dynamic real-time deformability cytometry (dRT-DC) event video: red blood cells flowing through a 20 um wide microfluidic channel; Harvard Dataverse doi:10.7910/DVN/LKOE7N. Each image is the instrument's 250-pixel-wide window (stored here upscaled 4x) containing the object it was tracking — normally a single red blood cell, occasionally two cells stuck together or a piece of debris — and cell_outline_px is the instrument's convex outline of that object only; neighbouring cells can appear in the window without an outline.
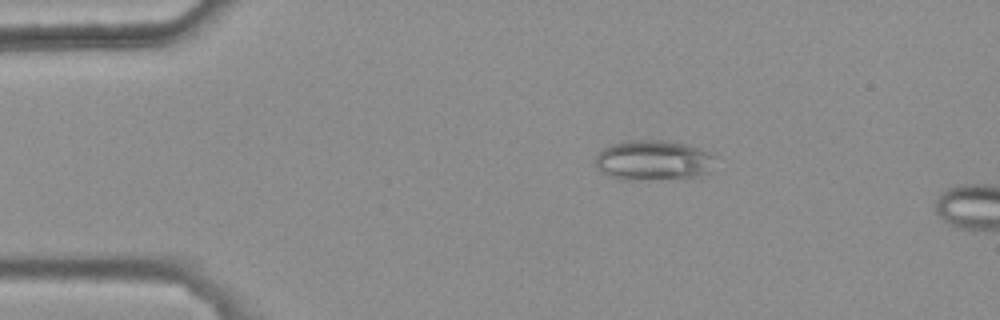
{"species": "common noctule bat (a hibernating species)", "species_latin": "Nyctalus noctula", "temperature_condition": "warm", "stored_images_in_passage": 14, "camera_frame_rate_fps": 3000, "um_per_image_px": 0.085, "animal": {"sex": "female", "body_mass_g": 25.1}, "frame": {"image": 1, "passage_image": 10, "time_ms": 3.0, "image_size_px": [1000, 320], "cell_outline_px": [[716, 156], [712, 172], [696, 176], [628, 180], [620, 180], [596, 168], [592, 164], [596, 156], [604, 148], [612, 144], [628, 140], [664, 140], [688, 144], [712, 152]], "centroid_in_image_um": [55.56, 13.61], "position_along_channel_um": 29.4, "area_um2": 28.26}}